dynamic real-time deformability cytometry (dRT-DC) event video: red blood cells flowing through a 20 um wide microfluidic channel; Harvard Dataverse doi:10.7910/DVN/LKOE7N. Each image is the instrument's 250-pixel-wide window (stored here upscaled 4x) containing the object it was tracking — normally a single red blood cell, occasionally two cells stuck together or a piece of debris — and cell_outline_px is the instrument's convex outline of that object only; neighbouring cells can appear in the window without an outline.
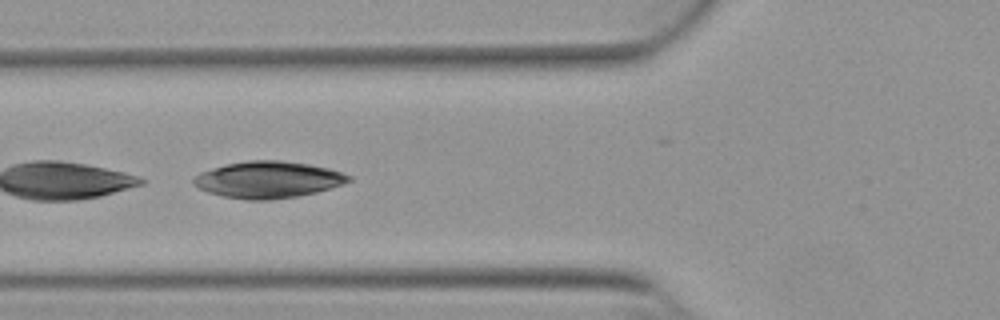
{"species": "Egyptian fruit bat (a non-hibernating species)", "species_latin": "Rousettus aegyptiacus", "temperature_condition": "warm", "stored_images_in_passage": 31, "camera_frame_rate_fps": 3000, "um_per_image_px": 0.085, "animal": {"sex": "female"}, "frame": {"image": 1, "passage_image": 19, "time_ms": 6.0, "image_size_px": [1000, 320], "cell_outline_px": [[352, 180], [316, 192], [296, 196], [268, 200], [248, 200], [224, 196], [208, 192], [192, 184], [192, 180], [200, 172], [212, 168], [228, 164], [248, 160], [280, 160], [308, 164], [328, 168], [352, 176]], "centroid_in_image_um": [22.76, 15.27], "position_along_channel_um": 103.0, "area_um2": 32.77}}
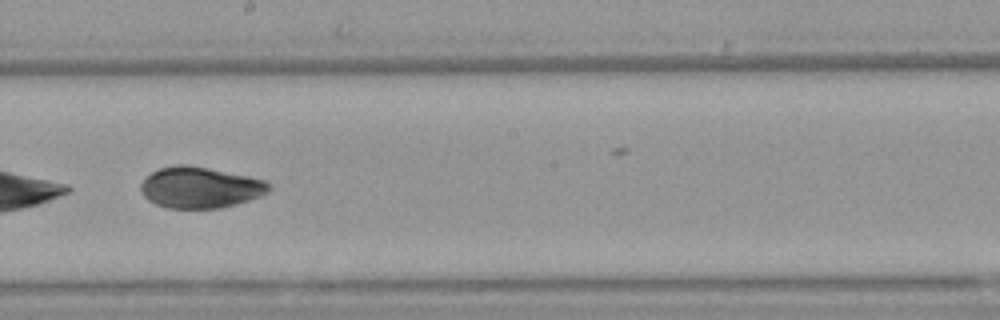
{"frame": {"image": 2, "passage_image": 29, "time_ms": 9.333, "image_size_px": [1000, 320], "cell_outline_px": [[272, 188], [268, 192], [260, 196], [236, 204], [220, 208], [168, 208], [156, 204], [148, 200], [140, 192], [140, 184], [152, 172], [160, 168], [172, 164], [188, 164], [248, 176], [264, 180]], "centroid_in_image_um": [16.99, 15.93], "position_along_channel_um": 231.2, "area_um2": 30.69}}